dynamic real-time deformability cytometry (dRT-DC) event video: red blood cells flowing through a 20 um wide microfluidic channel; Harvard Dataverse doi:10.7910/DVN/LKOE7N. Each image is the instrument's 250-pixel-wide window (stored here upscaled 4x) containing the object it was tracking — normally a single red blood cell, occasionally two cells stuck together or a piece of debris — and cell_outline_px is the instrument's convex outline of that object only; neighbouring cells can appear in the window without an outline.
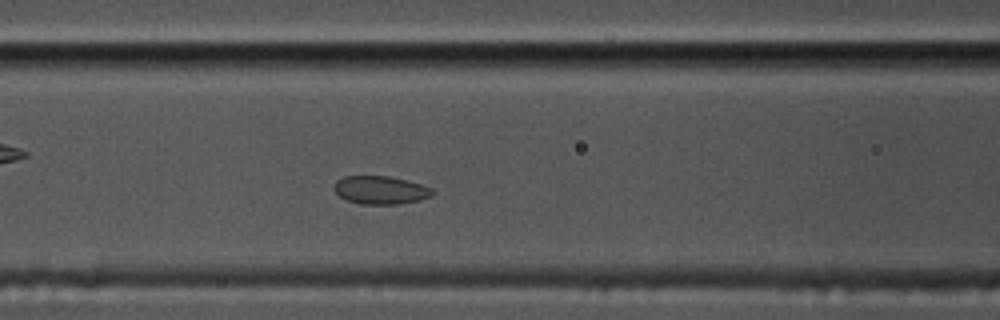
{"species": "common noctule bat (a hibernating species)", "species_latin": "Nyctalus noctula", "temperature_condition": "cold", "stored_images_in_passage": 41, "camera_frame_rate_fps": 3000, "um_per_image_px": 0.085, "animal": {"sex": "male", "body_mass_g": 17.5, "forearm_length_mm": 52.3}, "frame": {"image": 1, "passage_image": 19, "time_ms": 6.0, "image_size_px": [1000, 320], "cell_outline_px": [[436, 192], [432, 196], [420, 200], [400, 204], [360, 204], [348, 200], [340, 196], [332, 188], [336, 180], [344, 176], [388, 176], [420, 184], [432, 188]], "centroid_in_image_um": [32.35, 16.16], "position_along_channel_um": 134.3, "area_um2": 16.18}}
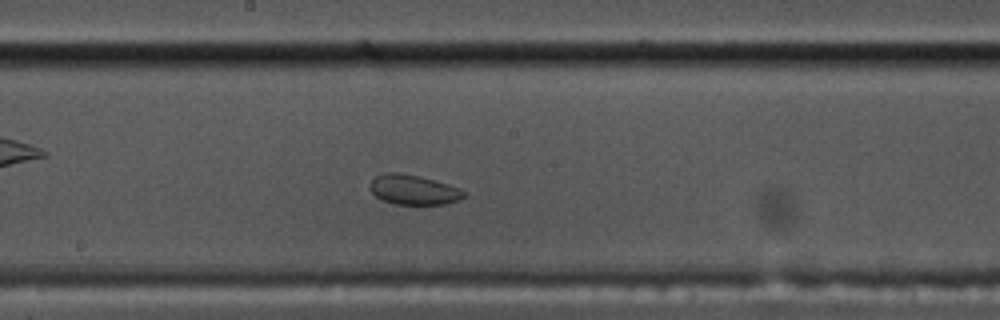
{"frame": {"image": 2, "passage_image": 26, "time_ms": 8.333, "image_size_px": [1000, 320], "cell_outline_px": [[464, 196], [456, 200], [444, 204], [392, 204], [376, 196], [372, 192], [372, 180], [376, 176], [384, 172], [400, 172], [420, 176], [448, 184], [460, 188], [464, 192]], "centroid_in_image_um": [35.14, 16.11], "position_along_channel_um": 213.1, "area_um2": 16.07}}
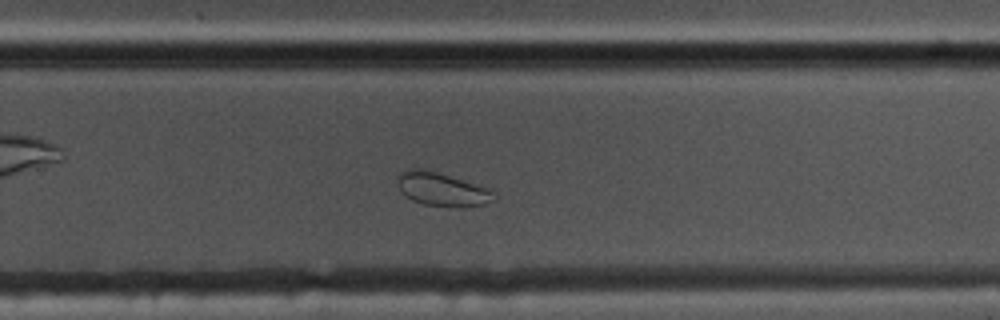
{"frame": {"image": 3, "passage_image": 33, "time_ms": 10.667, "image_size_px": [1000, 320], "cell_outline_px": [[496, 200], [484, 204], [424, 204], [412, 200], [404, 196], [400, 192], [396, 180], [396, 176], [400, 172], [408, 168], [424, 168], [488, 188], [496, 196]], "centroid_in_image_um": [37.45, 16.02], "position_along_channel_um": 292.3, "area_um2": 18.21}}